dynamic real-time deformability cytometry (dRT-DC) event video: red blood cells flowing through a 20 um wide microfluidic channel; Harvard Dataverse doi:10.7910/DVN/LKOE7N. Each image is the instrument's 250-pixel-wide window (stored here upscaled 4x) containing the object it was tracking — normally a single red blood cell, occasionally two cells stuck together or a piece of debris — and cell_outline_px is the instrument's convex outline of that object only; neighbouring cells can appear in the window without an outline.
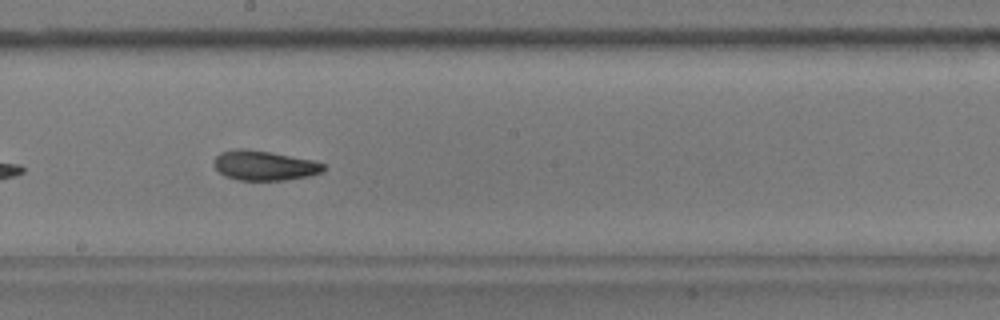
{"species": "common noctule bat (a hibernating species)", "species_latin": "Nyctalus noctula", "temperature_condition": "warm", "stored_images_in_passage": 37, "camera_frame_rate_fps": 3000, "um_per_image_px": 0.085, "animal": {"sex": "male", "body_mass_g": 17.9}, "frame": {"image": 1, "passage_image": 16, "time_ms": 5.0, "image_size_px": [1000, 320], "cell_outline_px": [[324, 172], [308, 176], [284, 180], [240, 180], [224, 176], [212, 164], [216, 156], [220, 152], [236, 148], [244, 148], [272, 152], [312, 160], [324, 164]], "centroid_in_image_um": [22.44, 14.06], "position_along_channel_um": 225.8, "area_um2": 19.07}, "authors_computed_cell_mechanics": {"area_um2": 19.1318, "velocity_mm_per_s": 3.5827, "shape_relaxation_time_tau1_ms": 5.2387, "shape_relaxation_time_tau2_ms": 1.6298, "deformation_change_tau1": 0.1749, "deformation_change_tau2": 0.0753}}